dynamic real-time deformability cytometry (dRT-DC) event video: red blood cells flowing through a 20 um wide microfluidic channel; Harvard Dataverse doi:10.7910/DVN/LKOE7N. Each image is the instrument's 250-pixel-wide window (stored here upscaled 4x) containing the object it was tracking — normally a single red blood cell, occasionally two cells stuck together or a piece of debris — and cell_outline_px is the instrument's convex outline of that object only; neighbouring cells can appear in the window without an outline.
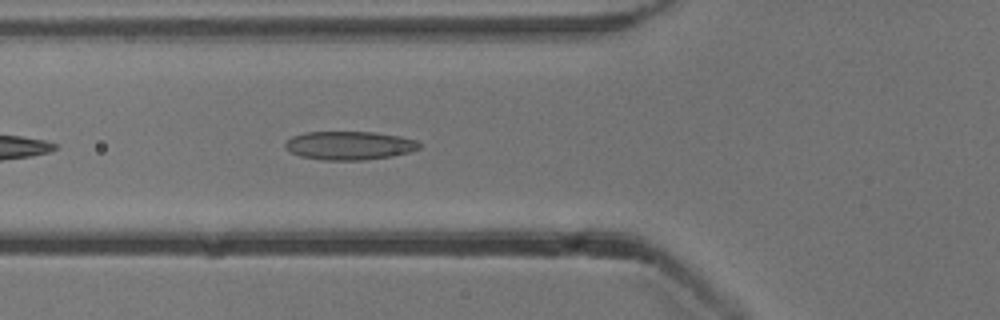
{"species": "common noctule bat (a hibernating species)", "species_latin": "Nyctalus noctula", "temperature_condition": "cold", "stored_images_in_passage": 24, "camera_frame_rate_fps": 3000, "um_per_image_px": 0.085, "animal": {"sex": "male", "body_mass_g": 13.3}, "frame": {"image": 1, "passage_image": 5, "time_ms": 1.333, "image_size_px": [1000, 320], "cell_outline_px": [[420, 148], [412, 152], [392, 156], [364, 160], [324, 160], [300, 156], [284, 148], [284, 144], [292, 136], [304, 132], [376, 132], [400, 136], [416, 140], [420, 144]], "centroid_in_image_um": [29.71, 12.37], "position_along_channel_um": 96.1, "area_um2": 22.43}}
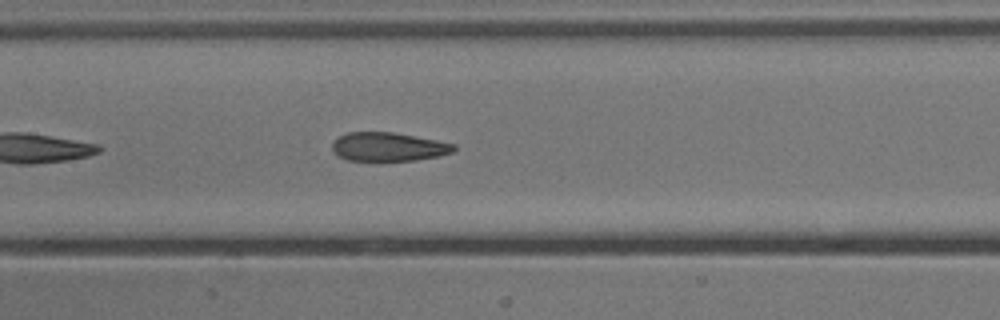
{"frame": {"image": 2, "passage_image": 11, "time_ms": 3.333, "image_size_px": [1000, 320], "cell_outline_px": [[456, 148], [452, 152], [440, 156], [416, 160], [380, 164], [348, 160], [332, 152], [332, 144], [340, 136], [348, 132], [392, 132], [436, 140], [456, 144]], "centroid_in_image_um": [33.0, 12.53], "position_along_channel_um": 174.4, "area_um2": 21.15}}
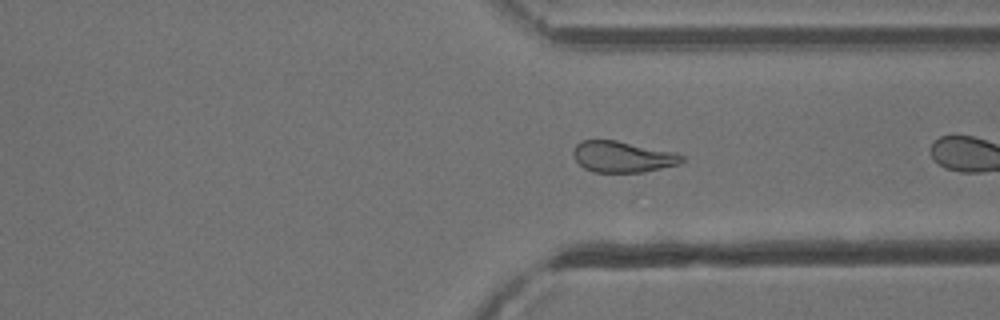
{"frame": {"image": 3, "passage_image": 23, "time_ms": 7.333, "image_size_px": [1000, 320], "cell_outline_px": [[684, 160], [680, 164], [644, 172], [592, 172], [584, 168], [576, 160], [572, 152], [576, 144], [580, 140], [616, 140], [676, 152], [684, 156]], "centroid_in_image_um": [52.93, 13.32], "position_along_channel_um": 358.5, "area_um2": 19.83}}